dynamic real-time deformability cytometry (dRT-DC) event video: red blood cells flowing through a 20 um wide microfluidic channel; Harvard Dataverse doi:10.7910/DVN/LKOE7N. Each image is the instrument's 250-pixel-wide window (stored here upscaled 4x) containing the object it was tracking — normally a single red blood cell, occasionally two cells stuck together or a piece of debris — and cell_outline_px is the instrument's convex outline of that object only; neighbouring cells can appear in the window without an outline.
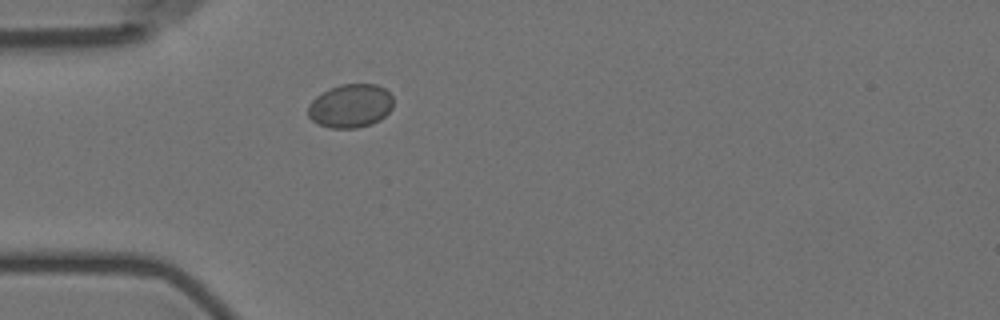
{"species": "Egyptian fruit bat (a non-hibernating species)", "species_latin": "Rousettus aegyptiacus", "temperature_condition": "room temperature", "stored_images_in_passage": 1, "camera_frame_rate_fps": 3000, "um_per_image_px": 0.085, "animal": {"sex": "female"}, "frame": {"image": 1, "passage_image": 1, "time_ms": 0.0, "image_size_px": [1000, 320], "cell_outline_px": [[392, 108], [380, 120], [372, 124], [356, 128], [328, 128], [312, 120], [308, 116], [308, 104], [316, 96], [340, 84], [376, 84], [384, 88], [392, 96]], "centroid_in_image_um": [29.79, 9.01], "position_along_channel_um": 55.2, "area_um2": 21.62}}